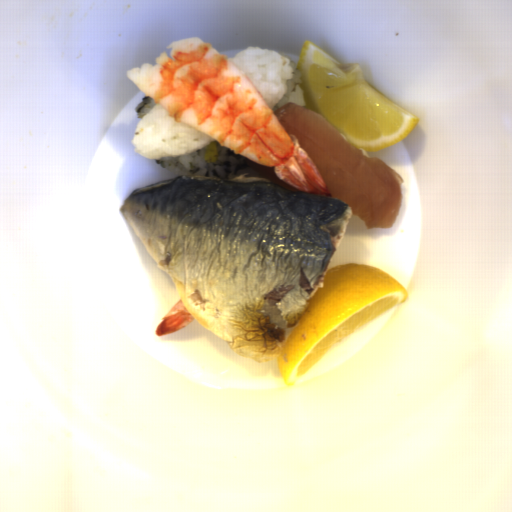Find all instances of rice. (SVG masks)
<instances>
[{
    "instance_id": "1",
    "label": "rice",
    "mask_w": 512,
    "mask_h": 512,
    "mask_svg": "<svg viewBox=\"0 0 512 512\" xmlns=\"http://www.w3.org/2000/svg\"><path fill=\"white\" fill-rule=\"evenodd\" d=\"M229 59L248 76L274 114L287 103L308 108L299 85L302 71L288 57L256 45Z\"/></svg>"
},
{
    "instance_id": "3",
    "label": "rice",
    "mask_w": 512,
    "mask_h": 512,
    "mask_svg": "<svg viewBox=\"0 0 512 512\" xmlns=\"http://www.w3.org/2000/svg\"><path fill=\"white\" fill-rule=\"evenodd\" d=\"M216 144V143H215ZM217 145V158L215 163L205 160L206 146L190 154L155 160V164L178 175H193L214 178L235 177L241 171L249 168L246 157Z\"/></svg>"
},
{
    "instance_id": "2",
    "label": "rice",
    "mask_w": 512,
    "mask_h": 512,
    "mask_svg": "<svg viewBox=\"0 0 512 512\" xmlns=\"http://www.w3.org/2000/svg\"><path fill=\"white\" fill-rule=\"evenodd\" d=\"M130 141L134 152L160 161L191 154L214 142L178 123L158 103L137 123Z\"/></svg>"
},
{
    "instance_id": "4",
    "label": "rice",
    "mask_w": 512,
    "mask_h": 512,
    "mask_svg": "<svg viewBox=\"0 0 512 512\" xmlns=\"http://www.w3.org/2000/svg\"><path fill=\"white\" fill-rule=\"evenodd\" d=\"M156 104L148 95L143 97V100L138 104L134 110L135 116L143 118Z\"/></svg>"
}]
</instances>
